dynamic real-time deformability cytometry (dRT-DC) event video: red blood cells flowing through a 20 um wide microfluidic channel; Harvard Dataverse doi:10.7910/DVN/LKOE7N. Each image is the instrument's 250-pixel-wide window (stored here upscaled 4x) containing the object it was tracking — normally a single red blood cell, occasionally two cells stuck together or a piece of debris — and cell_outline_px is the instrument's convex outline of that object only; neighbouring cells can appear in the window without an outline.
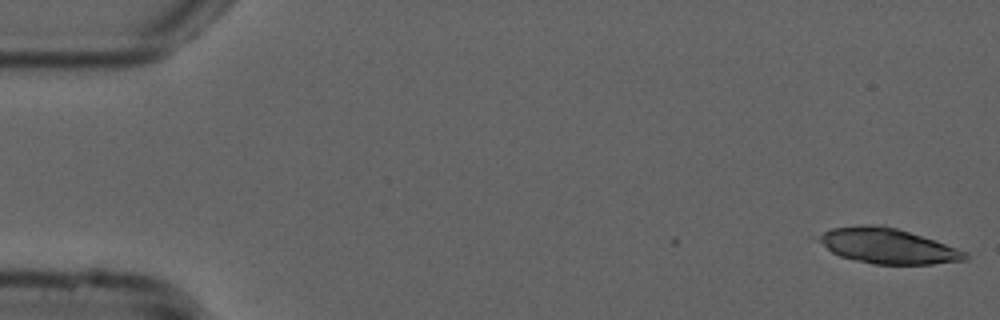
{"species": "common noctule bat (a hibernating species)", "species_latin": "Nyctalus noctula", "temperature_condition": "cold", "stored_images_in_passage": 5, "camera_frame_rate_fps": 3000, "um_per_image_px": 0.085, "animal": {"sex": "male", "forearm_length_mm": 52.5}, "frame": {"image": 1, "passage_image": 1, "time_ms": 0.0, "image_size_px": [1000, 320], "cell_outline_px": [[968, 260], [932, 264], [872, 264], [840, 256], [832, 252], [808, 236], [832, 228], [860, 224], [884, 224], [968, 252]], "centroid_in_image_um": [75.33, 20.89], "position_along_channel_um": 9.7, "area_um2": 30.46}}